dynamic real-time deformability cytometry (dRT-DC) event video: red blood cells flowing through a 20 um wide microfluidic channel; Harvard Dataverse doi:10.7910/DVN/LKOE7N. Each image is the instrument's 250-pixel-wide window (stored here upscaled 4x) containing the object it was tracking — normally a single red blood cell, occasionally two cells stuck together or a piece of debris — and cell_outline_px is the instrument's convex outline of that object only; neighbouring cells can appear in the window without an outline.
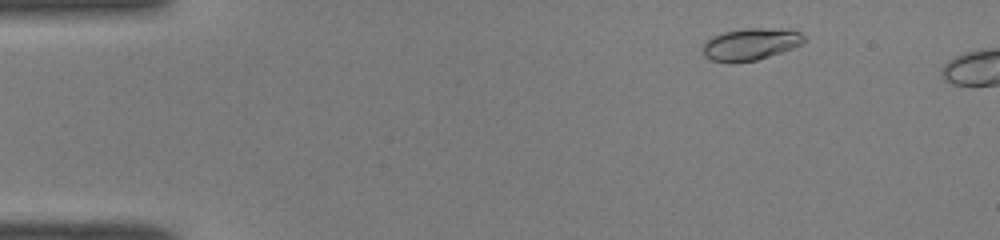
{"species": "common noctule bat (a hibernating species)", "species_latin": "Nyctalus noctula", "temperature_condition": "room temperature", "stored_images_in_passage": 7, "camera_frame_rate_fps": 3000, "um_per_image_px": 0.085, "animal": {"sex": "male", "body_mass_g": 19.0, "forearm_length_mm": 50.8}, "frame": {"image": 1, "passage_image": 4, "time_ms": 1.0, "image_size_px": [1000, 240], "cell_outline_px": [[804, 40], [800, 44], [792, 48], [756, 60], [712, 60], [704, 56], [704, 44], [712, 36], [724, 32], [748, 28], [764, 28], [800, 32], [804, 36]], "centroid_in_image_um": [63.8, 3.73], "position_along_channel_um": 21.2, "area_um2": 17.86}}